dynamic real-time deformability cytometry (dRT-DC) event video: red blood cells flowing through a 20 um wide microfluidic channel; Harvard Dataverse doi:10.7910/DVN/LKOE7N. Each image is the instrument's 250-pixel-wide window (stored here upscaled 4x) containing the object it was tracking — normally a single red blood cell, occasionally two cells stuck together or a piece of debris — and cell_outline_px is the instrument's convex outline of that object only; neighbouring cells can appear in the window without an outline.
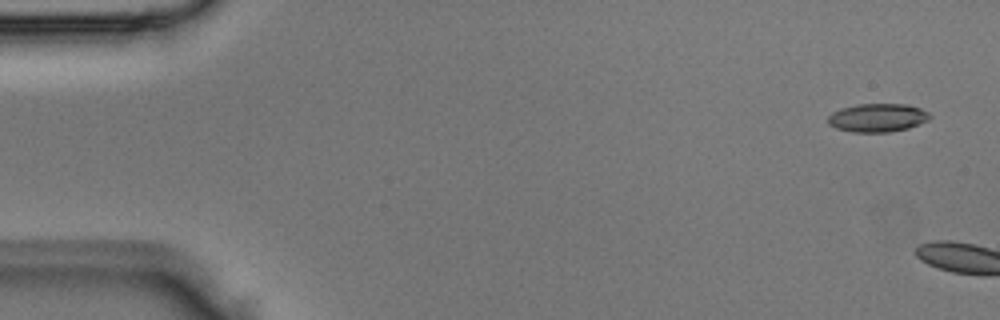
{"species": "Egyptian fruit bat (a non-hibernating species)", "species_latin": "Rousettus aegyptiacus", "temperature_condition": "room temperature", "stored_images_in_passage": 2, "camera_frame_rate_fps": 3000, "um_per_image_px": 0.085, "animal": {"sex": "male"}, "frame": {"image": 1, "passage_image": 1, "time_ms": 0.0, "image_size_px": [1000, 320], "cell_outline_px": [[932, 116], [928, 120], [920, 124], [908, 128], [888, 132], [852, 132], [836, 128], [828, 124], [828, 116], [832, 112], [840, 108], [856, 104], [904, 104], [920, 108], [928, 112]], "centroid_in_image_um": [74.58, 10.0], "position_along_channel_um": 10.4, "area_um2": 16.94}}